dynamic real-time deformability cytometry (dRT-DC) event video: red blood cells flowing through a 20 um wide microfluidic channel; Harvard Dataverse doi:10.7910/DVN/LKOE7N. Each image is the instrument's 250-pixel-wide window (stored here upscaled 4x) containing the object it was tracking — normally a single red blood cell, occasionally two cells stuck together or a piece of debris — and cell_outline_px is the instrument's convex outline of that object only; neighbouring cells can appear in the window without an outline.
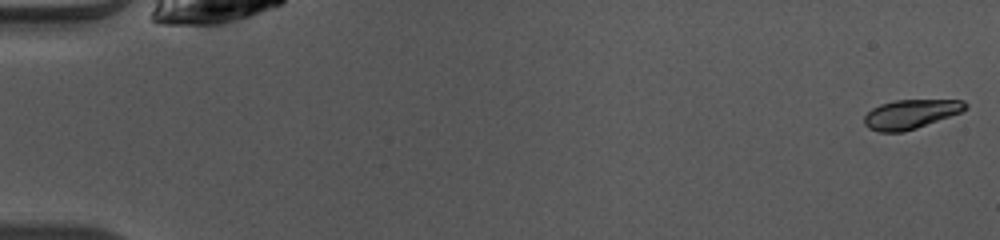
{"species": "common noctule bat (a hibernating species)", "species_latin": "Nyctalus noctula", "temperature_condition": "warm", "stored_images_in_passage": 49, "camera_frame_rate_fps": 3000, "um_per_image_px": 0.085, "animal": {"sex": "female", "body_mass_g": 10.0, "forearm_length_mm": 53.1}, "frame": {"image": 1, "passage_image": 1, "time_ms": 0.0, "image_size_px": [1000, 240], "cell_outline_px": [[968, 108], [960, 112], [916, 128], [904, 132], [880, 132], [868, 128], [864, 124], [864, 116], [872, 108], [880, 104], [896, 100], [964, 100], [968, 104]], "centroid_in_image_um": [77.39, 9.7], "position_along_channel_um": 7.6, "area_um2": 17.11}}
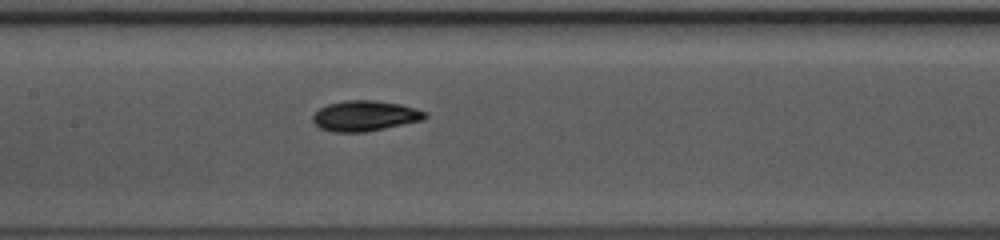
{"frame": {"image": 2, "passage_image": 24, "time_ms": 7.667, "image_size_px": [1000, 240], "cell_outline_px": [[428, 116], [424, 120], [364, 132], [336, 132], [320, 128], [312, 120], [312, 116], [320, 108], [328, 104], [348, 100], [372, 100], [400, 104], [428, 112]], "centroid_in_image_um": [31.04, 9.85], "position_along_channel_um": 176.4, "area_um2": 19.77}}
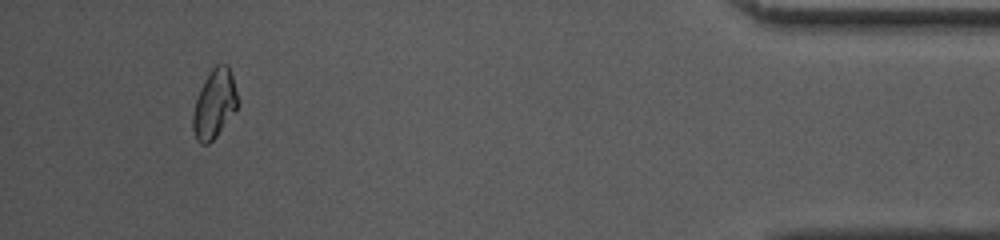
{"frame": {"image": 3, "passage_image": 46, "time_ms": 15.0, "image_size_px": [1000, 240], "cell_outline_px": [[240, 104], [216, 136], [208, 144], [200, 144], [196, 140], [192, 128], [192, 116], [196, 100], [200, 88], [208, 72], [216, 64], [228, 64], [240, 100]], "centroid_in_image_um": [18.23, 8.82], "position_along_channel_um": 417.0, "area_um2": 18.15}, "authors_computed_cell_mechanics": {"area_um2": 18.2648, "velocity_mm_per_s": 4.1006, "shape_relaxation_time_tau1_ms": 2.5773, "shape_relaxation_time_tau2_ms": null, "deformation_change_tau1": 0.1118, "deformation_change_tau2": null}}